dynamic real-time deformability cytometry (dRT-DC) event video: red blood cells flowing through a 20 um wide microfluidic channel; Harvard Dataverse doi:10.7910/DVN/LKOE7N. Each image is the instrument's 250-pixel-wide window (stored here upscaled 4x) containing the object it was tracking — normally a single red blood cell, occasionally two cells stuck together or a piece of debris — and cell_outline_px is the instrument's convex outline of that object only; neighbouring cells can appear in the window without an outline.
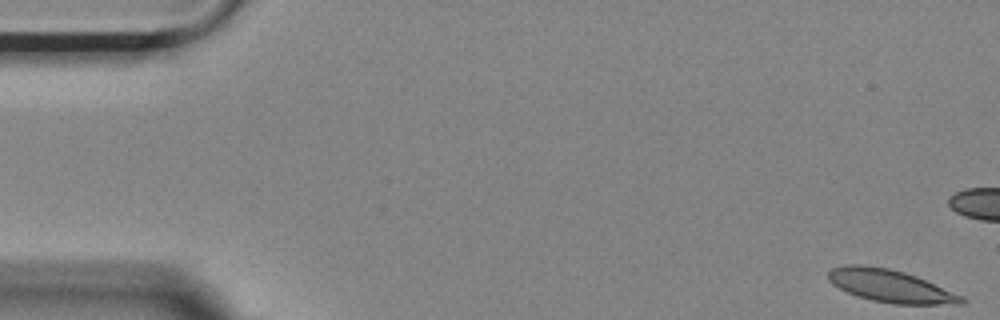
{"species": "Egyptian fruit bat (a non-hibernating species)", "species_latin": "Rousettus aegyptiacus", "temperature_condition": "room temperature", "stored_images_in_passage": 44, "camera_frame_rate_fps": 3000, "um_per_image_px": 0.085, "animal": {"sex": "female"}, "frame": {"image": 1, "passage_image": 1, "time_ms": 0.0, "image_size_px": [1000, 320], "cell_outline_px": [[968, 300], [964, 304], [892, 304], [872, 300], [856, 296], [832, 284], [828, 280], [828, 272], [832, 268], [848, 264], [860, 264], [888, 268], [904, 272], [916, 276], [964, 296]], "centroid_in_image_um": [75.7, 24.31], "position_along_channel_um": 9.3, "area_um2": 25.37}}
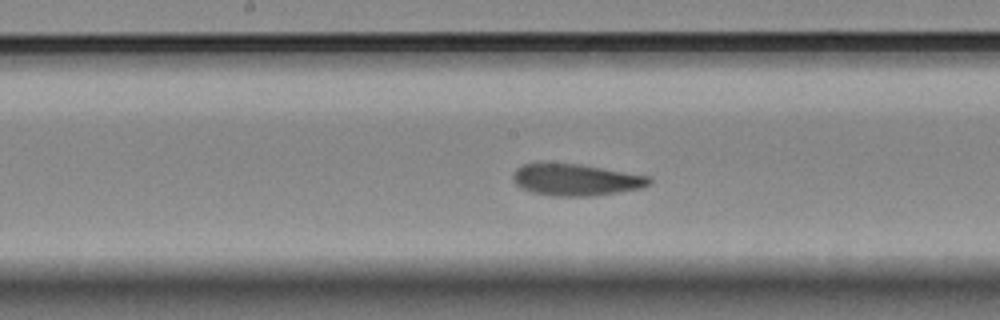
{"frame": {"image": 2, "passage_image": 27, "time_ms": 8.667, "image_size_px": [1000, 320], "cell_outline_px": [[652, 184], [640, 188], [592, 196], [552, 196], [532, 192], [520, 188], [512, 180], [512, 172], [516, 168], [524, 164], [580, 164], [652, 176]], "centroid_in_image_um": [48.96, 15.29], "position_along_channel_um": 199.2, "area_um2": 25.2}}
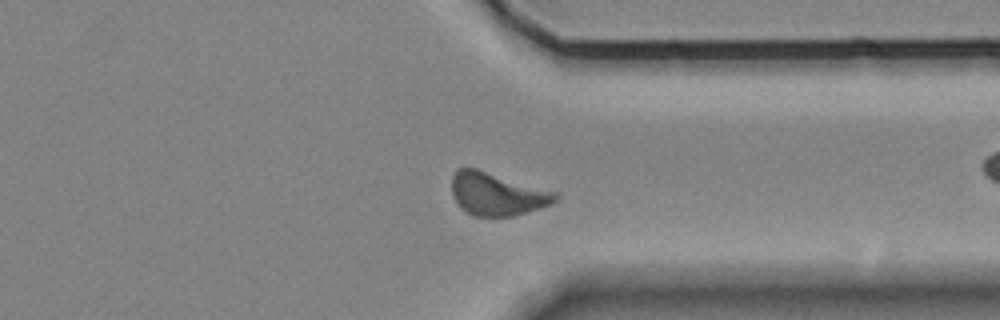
{"frame": {"image": 3, "passage_image": 41, "time_ms": 13.333, "image_size_px": [1000, 320], "cell_outline_px": [[560, 200], [552, 204], [540, 208], [512, 216], [472, 216], [460, 208], [452, 196], [452, 176], [456, 168], [476, 168], [556, 192], [560, 196]], "centroid_in_image_um": [42.24, 16.49], "position_along_channel_um": 369.2, "area_um2": 26.01}, "authors_computed_cell_mechanics": {"area_um2": 25.3164, "velocity_mm_per_s": 3.6665, "shape_relaxation_time_tau1_ms": 9.3131, "shape_relaxation_time_tau2_ms": 3.1322, "deformation_change_tau1": 0.1867, "deformation_change_tau2": 0.0888}}